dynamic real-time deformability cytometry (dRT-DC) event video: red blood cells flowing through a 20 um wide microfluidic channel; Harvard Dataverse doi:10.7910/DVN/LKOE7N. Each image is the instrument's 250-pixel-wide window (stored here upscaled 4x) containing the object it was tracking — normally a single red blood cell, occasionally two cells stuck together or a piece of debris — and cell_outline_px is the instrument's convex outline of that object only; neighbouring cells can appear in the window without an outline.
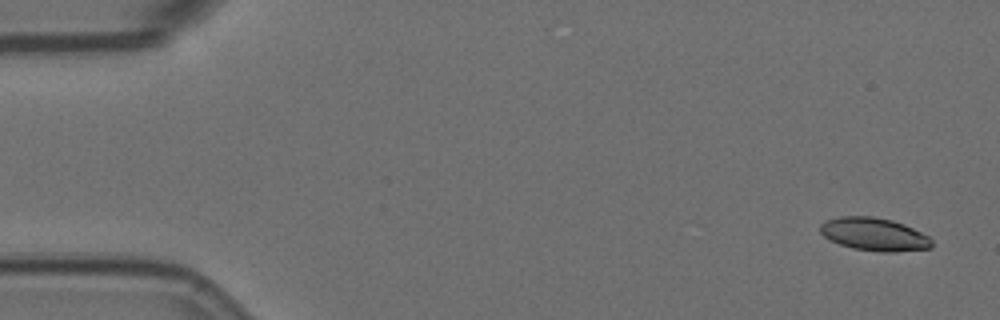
{"species": "Egyptian fruit bat (a non-hibernating species)", "species_latin": "Rousettus aegyptiacus", "temperature_condition": "room temperature", "stored_images_in_passage": 5, "camera_frame_rate_fps": 3000, "um_per_image_px": 0.085, "animal": {"sex": "female"}, "frame": {"image": 1, "passage_image": 1, "time_ms": 0.0, "image_size_px": [1000, 320], "cell_outline_px": [[932, 248], [896, 252], [880, 252], [852, 248], [840, 244], [824, 236], [820, 232], [820, 224], [824, 220], [840, 216], [872, 216], [892, 220], [904, 224], [928, 236], [932, 240]], "centroid_in_image_um": [74.3, 19.91], "position_along_channel_um": 10.7, "area_um2": 21.5}}
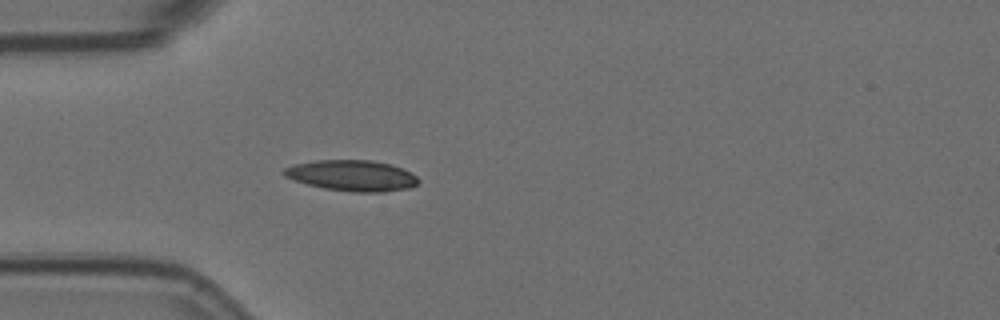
{"frame": {"image": 2, "passage_image": 5, "time_ms": 1.333, "image_size_px": [1000, 320], "cell_outline_px": [[420, 180], [416, 184], [408, 188], [384, 192], [352, 192], [324, 188], [308, 184], [284, 176], [280, 172], [284, 168], [292, 164], [316, 160], [372, 160], [392, 164], [412, 172]], "centroid_in_image_um": [29.92, 14.91], "position_along_channel_um": 55.1, "area_um2": 24.33}}